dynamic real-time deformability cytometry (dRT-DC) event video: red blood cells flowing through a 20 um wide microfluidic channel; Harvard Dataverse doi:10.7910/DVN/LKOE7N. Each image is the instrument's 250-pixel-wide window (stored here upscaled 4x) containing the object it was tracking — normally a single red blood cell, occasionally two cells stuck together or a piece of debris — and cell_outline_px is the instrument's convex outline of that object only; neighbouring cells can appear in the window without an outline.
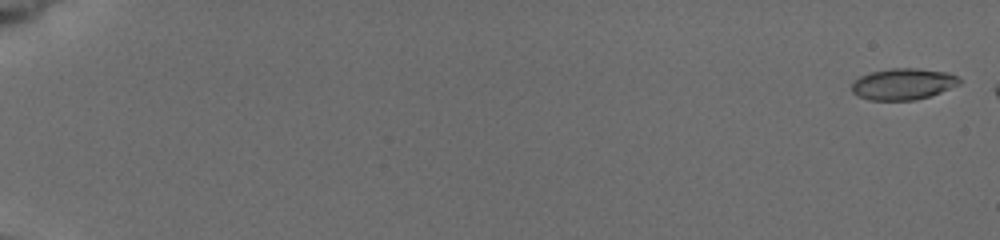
{"species": "common noctule bat (a hibernating species)", "species_latin": "Nyctalus noctula", "temperature_condition": "cold", "stored_images_in_passage": 10, "camera_frame_rate_fps": 3000, "um_per_image_px": 0.085, "animal": {"sex": "female", "body_mass_g": 19.5, "forearm_length_mm": 54.1}, "frame": {"image": 1, "passage_image": 1, "time_ms": 0.0, "image_size_px": [1000, 240], "cell_outline_px": [[960, 84], [940, 92], [916, 100], [868, 100], [852, 92], [852, 84], [860, 76], [872, 72], [892, 68], [916, 68], [948, 72], [956, 76], [960, 80]], "centroid_in_image_um": [76.77, 7.14], "position_along_channel_um": 8.2, "area_um2": 19.48}}
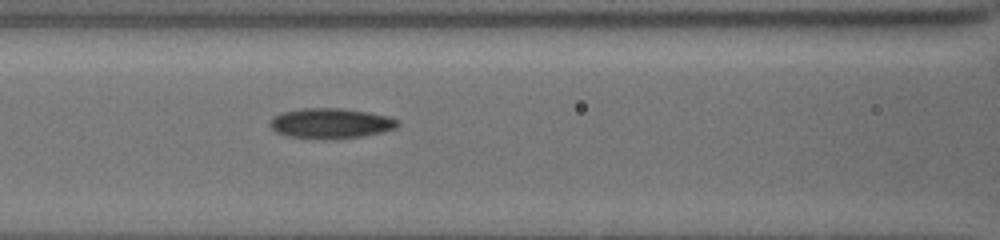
{"frame": {"image": 2, "passage_image": 10, "time_ms": 8.667, "image_size_px": [1000, 240], "cell_outline_px": [[400, 124], [396, 128], [384, 132], [364, 136], [332, 140], [324, 140], [288, 136], [276, 132], [268, 124], [276, 116], [284, 112], [304, 108], [344, 108], [368, 112], [388, 116], [396, 120]], "centroid_in_image_um": [28.15, 10.5], "position_along_channel_um": 138.5, "area_um2": 22.66}}